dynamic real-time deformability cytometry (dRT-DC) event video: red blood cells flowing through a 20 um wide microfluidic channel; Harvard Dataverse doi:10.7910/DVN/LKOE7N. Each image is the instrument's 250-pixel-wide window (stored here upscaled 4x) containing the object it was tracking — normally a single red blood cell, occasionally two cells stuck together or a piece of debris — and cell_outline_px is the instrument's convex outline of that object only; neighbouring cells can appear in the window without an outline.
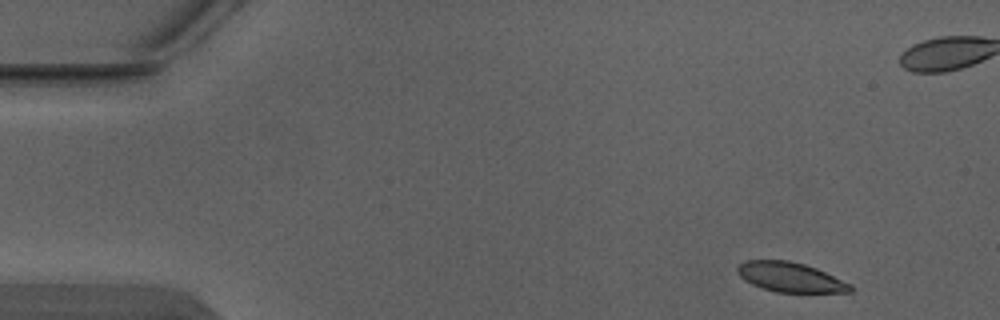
{"species": "Egyptian fruit bat (a non-hibernating species)", "species_latin": "Rousettus aegyptiacus", "temperature_condition": "warm", "stored_images_in_passage": 6, "camera_frame_rate_fps": 3000, "um_per_image_px": 0.085, "animal": {"sex": "male"}, "frame": {"image": 1, "passage_image": 1, "time_ms": 0.0, "image_size_px": [1000, 320], "cell_outline_px": [[856, 288], [852, 292], [776, 292], [752, 284], [744, 280], [736, 272], [736, 268], [740, 264], [748, 260], [788, 260], [804, 264], [816, 268], [852, 284]], "centroid_in_image_um": [67.2, 23.56], "position_along_channel_um": 17.8, "area_um2": 19.54}}
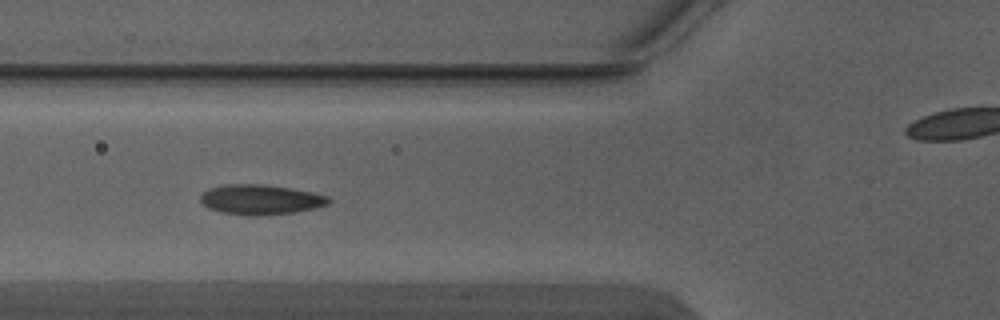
{"frame": {"image": 2, "passage_image": 5, "time_ms": 1.333, "image_size_px": [1000, 320], "cell_outline_px": [[332, 200], [328, 204], [312, 208], [292, 212], [256, 216], [252, 216], [220, 212], [208, 208], [200, 200], [200, 196], [208, 188], [224, 184], [260, 184], [288, 188], [312, 192], [328, 196]], "centroid_in_image_um": [22.11, 16.96], "position_along_channel_um": 103.7, "area_um2": 22.2}}
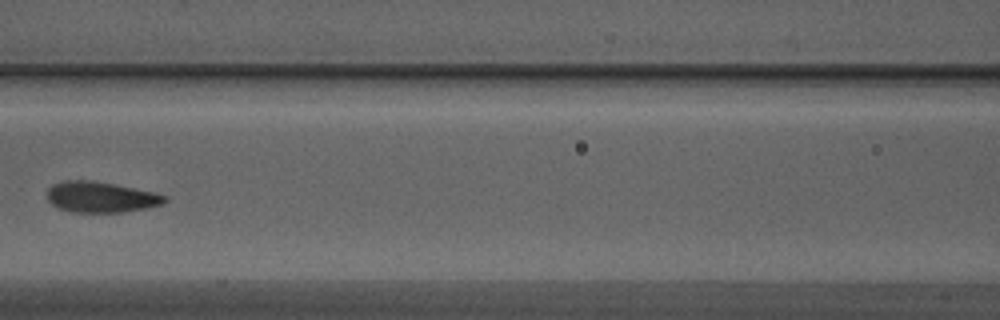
{"frame": {"image": 3, "passage_image": 6, "time_ms": 1.667, "image_size_px": [1000, 320], "cell_outline_px": [[168, 200], [164, 204], [148, 208], [124, 212], [72, 212], [60, 208], [52, 204], [48, 200], [48, 188], [52, 184], [64, 180], [88, 180], [112, 184], [152, 192], [168, 196]], "centroid_in_image_um": [8.59, 16.76], "position_along_channel_um": 158.0, "area_um2": 20.98}}